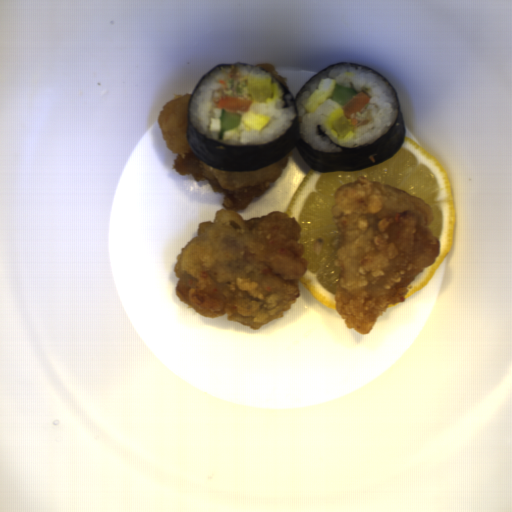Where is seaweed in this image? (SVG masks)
Masks as SVG:
<instances>
[{"label": "seaweed", "mask_w": 512, "mask_h": 512, "mask_svg": "<svg viewBox=\"0 0 512 512\" xmlns=\"http://www.w3.org/2000/svg\"><path fill=\"white\" fill-rule=\"evenodd\" d=\"M343 64L355 67L356 69L360 67L361 69L369 70L372 74L378 75L382 81H385L386 85L390 87L392 95L396 99L398 112L393 125L384 135L373 141L371 144H364L363 146H357L356 148H347L339 145L326 135L322 130L321 125H318V134L328 137L332 144L340 146L342 150L339 152H323L319 149H314L309 143L303 141L299 130V116L296 101L306 90L310 91V81L317 75L327 69ZM238 65L241 67L258 68L260 71L271 74L285 92L283 99L286 104L283 105V108L289 106V102L285 96L286 94H290L291 103L296 113V117L291 119V125L281 136L266 144L255 146H230L222 144L214 139H207L206 134L200 133L190 120L191 100L205 78L217 68L231 69ZM186 136L189 147L204 164L224 171H256L278 162L287 156L289 152L297 148L302 159L312 170L327 173L350 172L361 171L369 166H377L392 158L404 144L406 138V124L403 118L400 100L393 84L378 70L368 66L343 61L336 62L322 68L303 84L294 98L291 91L274 74L261 67L251 65L248 62L218 63L200 78L193 93L190 95Z\"/></svg>", "instance_id": "1"}]
</instances>
